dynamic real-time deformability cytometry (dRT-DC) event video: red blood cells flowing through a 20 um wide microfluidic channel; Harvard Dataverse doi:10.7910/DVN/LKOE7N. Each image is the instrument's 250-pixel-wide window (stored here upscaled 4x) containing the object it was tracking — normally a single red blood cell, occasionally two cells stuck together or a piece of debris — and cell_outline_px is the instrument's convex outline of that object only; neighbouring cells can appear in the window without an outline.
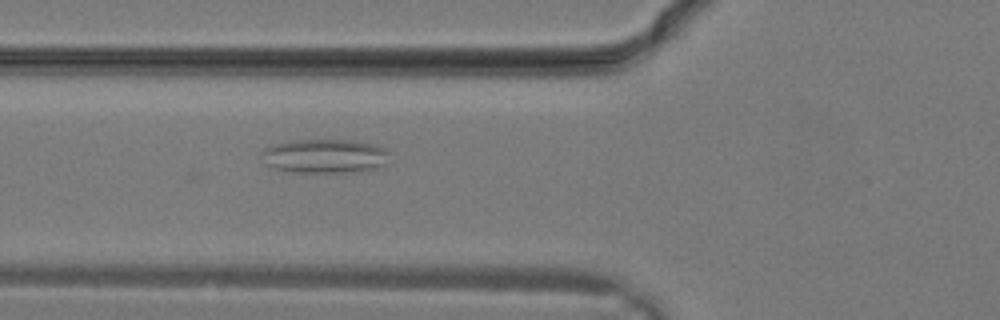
{"species": "common noctule bat (a hibernating species)", "species_latin": "Nyctalus noctula", "temperature_condition": "warm", "stored_images_in_passage": 3, "camera_frame_rate_fps": 3000, "um_per_image_px": 0.085, "animal": {"sex": "male", "body_mass_g": 19.2, "forearm_length_mm": 51.8}, "frame": {"image": 1, "passage_image": 3, "time_ms": 0.667, "image_size_px": [1000, 320], "cell_outline_px": [[388, 152], [384, 164], [376, 168], [360, 172], [296, 172], [276, 168], [268, 164], [260, 152], [264, 148], [276, 144], [292, 140], [352, 140], [376, 144], [384, 148]], "centroid_in_image_um": [27.63, 13.26], "position_along_channel_um": 98.2, "area_um2": 25.14}}